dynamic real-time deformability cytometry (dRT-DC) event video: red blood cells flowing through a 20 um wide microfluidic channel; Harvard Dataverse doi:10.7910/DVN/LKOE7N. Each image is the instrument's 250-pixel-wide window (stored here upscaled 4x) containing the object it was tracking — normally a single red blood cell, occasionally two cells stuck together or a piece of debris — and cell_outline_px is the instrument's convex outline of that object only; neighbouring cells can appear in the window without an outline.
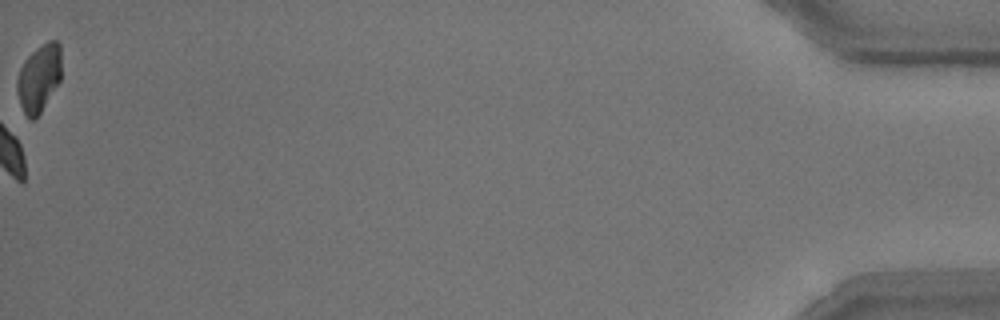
{"species": "common noctule bat (a hibernating species)", "species_latin": "Nyctalus noctula", "temperature_condition": "room temperature", "stored_images_in_passage": 54, "camera_frame_rate_fps": 3000, "um_per_image_px": 0.085, "animal": {"sex": "male", "body_mass_g": 15.6}, "frame": {"image": 1, "passage_image": 54, "time_ms": 17.667, "image_size_px": [1000, 320], "cell_outline_px": [[60, 80], [40, 112], [32, 120], [24, 112], [20, 104], [16, 88], [16, 80], [20, 68], [24, 60], [36, 48], [48, 40], [56, 40], [60, 44]], "centroid_in_image_um": [3.29, 6.59], "position_along_channel_um": 431.9, "area_um2": 17.17}, "authors_computed_cell_mechanics": {"area_um2": 19.7098, "velocity_mm_per_s": 3.793, "shape_relaxation_time_tau1_ms": 3.4416, "shape_relaxation_time_tau2_ms": 1.9634, "deformation_change_tau1": 0.1027, "deformation_change_tau2": 0.0736}}